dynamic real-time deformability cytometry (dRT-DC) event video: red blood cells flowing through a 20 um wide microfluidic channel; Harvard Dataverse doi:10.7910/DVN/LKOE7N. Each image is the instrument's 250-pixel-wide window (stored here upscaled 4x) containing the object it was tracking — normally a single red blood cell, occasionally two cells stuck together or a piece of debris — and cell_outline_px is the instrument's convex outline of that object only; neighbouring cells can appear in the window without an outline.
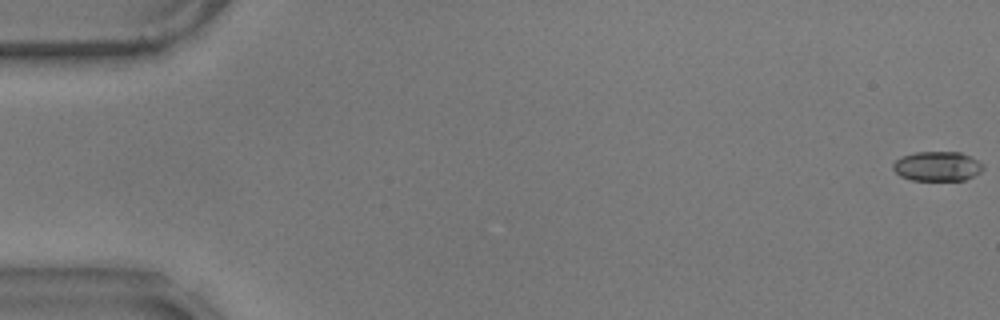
{"species": "common noctule bat (a hibernating species)", "species_latin": "Nyctalus noctula", "temperature_condition": "warm", "stored_images_in_passage": 19, "camera_frame_rate_fps": 3000, "um_per_image_px": 0.085, "animal": {"sex": "male", "body_mass_g": 17.9}, "frame": {"image": 1, "passage_image": 1, "time_ms": 0.0, "image_size_px": [1000, 320], "cell_outline_px": [[984, 168], [980, 172], [964, 180], [912, 180], [900, 176], [892, 168], [892, 164], [896, 160], [904, 156], [916, 152], [960, 152], [984, 164]], "centroid_in_image_um": [79.66, 14.13], "position_along_channel_um": 5.3, "area_um2": 15.37}}
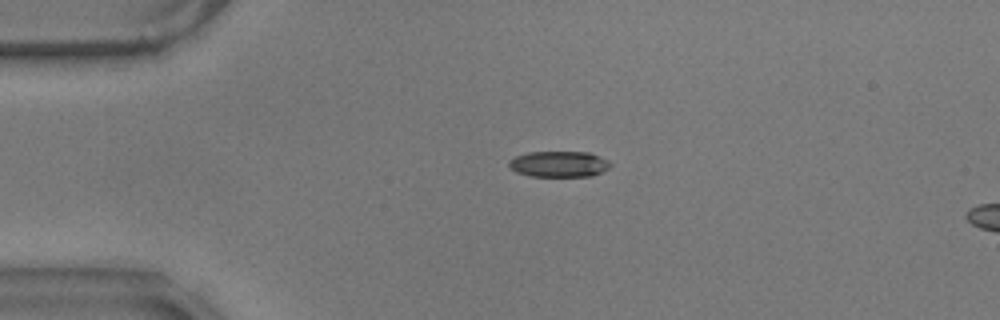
{"frame": {"image": 2, "passage_image": 14, "time_ms": 4.333, "image_size_px": [1000, 320], "cell_outline_px": [[612, 164], [608, 168], [592, 176], [528, 176], [516, 172], [508, 164], [508, 160], [516, 156], [528, 152], [588, 152], [608, 160]], "centroid_in_image_um": [47.49, 13.94], "position_along_channel_um": 37.5, "area_um2": 15.26}}